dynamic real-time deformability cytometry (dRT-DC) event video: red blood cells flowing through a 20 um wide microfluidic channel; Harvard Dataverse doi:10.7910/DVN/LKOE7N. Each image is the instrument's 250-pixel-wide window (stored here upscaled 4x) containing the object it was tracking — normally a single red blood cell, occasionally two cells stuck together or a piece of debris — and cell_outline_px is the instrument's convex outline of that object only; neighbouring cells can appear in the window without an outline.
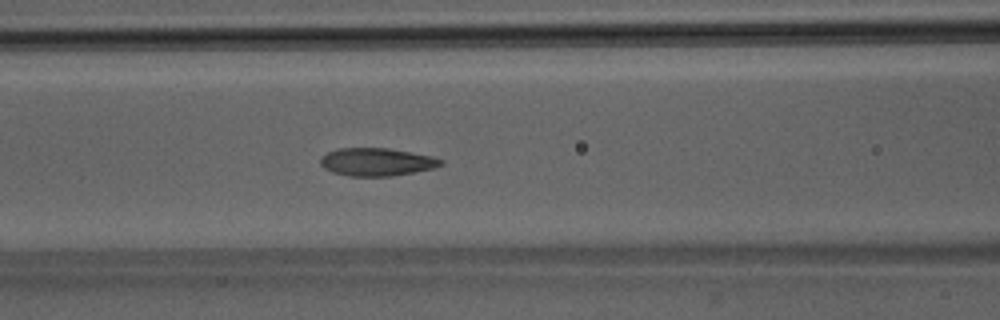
{"species": "Egyptian fruit bat (a non-hibernating species)", "species_latin": "Rousettus aegyptiacus", "temperature_condition": "room temperature", "stored_images_in_passage": 51, "camera_frame_rate_fps": 3000, "um_per_image_px": 0.085, "animal": {"sex": "male"}, "frame": {"image": 1, "passage_image": 22, "time_ms": 7.0, "image_size_px": [1000, 320], "cell_outline_px": [[444, 164], [436, 168], [392, 176], [348, 176], [332, 172], [324, 168], [320, 164], [320, 156], [336, 148], [388, 148], [432, 156], [444, 160]], "centroid_in_image_um": [32.02, 13.76], "position_along_channel_um": 134.6, "area_um2": 19.77}}
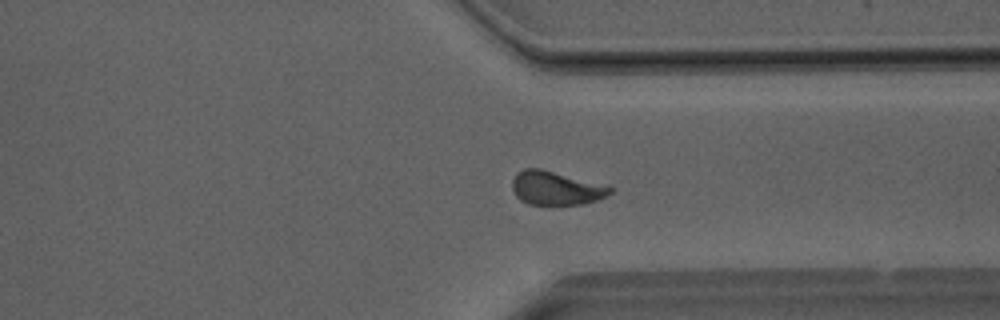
{"frame": {"image": 2, "passage_image": 39, "time_ms": 12.667, "image_size_px": [1000, 320], "cell_outline_px": [[612, 192], [608, 196], [596, 200], [580, 204], [528, 204], [520, 200], [516, 196], [512, 188], [512, 180], [516, 172], [524, 168], [540, 168], [612, 188]], "centroid_in_image_um": [47.17, 15.99], "position_along_channel_um": 364.2, "area_um2": 18.79}}
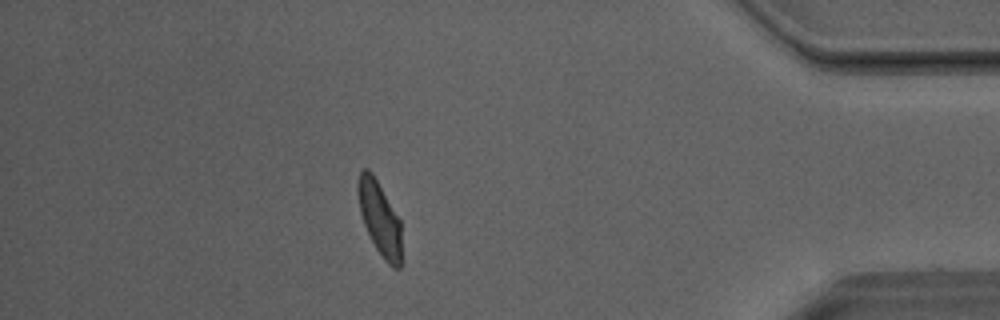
{"frame": {"image": 3, "passage_image": 45, "time_ms": 14.667, "image_size_px": [1000, 320], "cell_outline_px": [[404, 260], [400, 268], [392, 268], [384, 260], [376, 248], [364, 224], [360, 212], [356, 192], [356, 184], [360, 172], [364, 168], [368, 168], [372, 172], [400, 220]], "centroid_in_image_um": [32.3, 18.61], "position_along_channel_um": 402.9, "area_um2": 19.25}, "authors_computed_cell_mechanics": {"area_um2": 19.7676, "velocity_mm_per_s": 4.055, "shape_relaxation_time_tau1_ms": 4.2896, "shape_relaxation_time_tau2_ms": 1.0828, "deformation_change_tau1": 0.1407, "deformation_change_tau2": 0.0699}}